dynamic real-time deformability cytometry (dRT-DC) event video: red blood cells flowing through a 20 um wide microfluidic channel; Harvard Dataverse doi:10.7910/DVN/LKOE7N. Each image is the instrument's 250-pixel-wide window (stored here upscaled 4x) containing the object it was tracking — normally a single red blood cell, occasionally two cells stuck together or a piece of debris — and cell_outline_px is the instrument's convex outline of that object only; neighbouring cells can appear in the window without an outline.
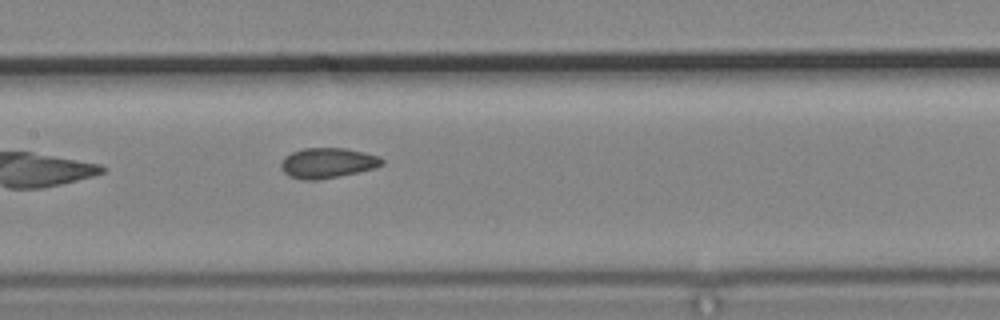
{"species": "common noctule bat (a hibernating species)", "species_latin": "Nyctalus noctula", "temperature_condition": "cold", "stored_images_in_passage": 7, "camera_frame_rate_fps": 3000, "um_per_image_px": 0.085, "animal": {"sex": "male", "body_mass_g": 19.2, "forearm_length_mm": 51.8}, "frame": {"image": 1, "passage_image": 7, "time_ms": 8.333, "image_size_px": [1000, 320], "cell_outline_px": [[384, 164], [376, 168], [340, 176], [316, 180], [304, 180], [288, 176], [284, 172], [280, 164], [292, 152], [304, 148], [344, 148], [364, 152], [380, 156], [384, 160]], "centroid_in_image_um": [27.89, 13.86], "position_along_channel_um": 179.5, "area_um2": 17.74}}